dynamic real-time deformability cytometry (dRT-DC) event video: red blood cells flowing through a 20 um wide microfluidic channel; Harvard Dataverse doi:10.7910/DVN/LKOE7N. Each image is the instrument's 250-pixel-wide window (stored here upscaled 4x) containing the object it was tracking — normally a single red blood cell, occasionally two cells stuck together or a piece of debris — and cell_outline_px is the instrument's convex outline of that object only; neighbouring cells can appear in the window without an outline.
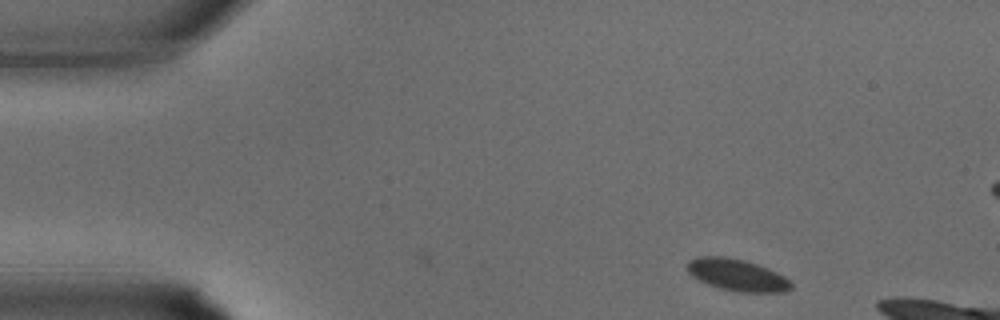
{"species": "common noctule bat (a hibernating species)", "species_latin": "Nyctalus noctula", "temperature_condition": "warm", "stored_images_in_passage": 2, "camera_frame_rate_fps": 3000, "um_per_image_px": 0.085, "animal": {"sex": "male", "body_mass_g": 15.6}, "frame": {"image": 1, "passage_image": 2, "time_ms": 0.333, "image_size_px": [1000, 320], "cell_outline_px": [[792, 288], [784, 292], [740, 292], [720, 288], [708, 284], [692, 276], [688, 272], [688, 260], [700, 256], [724, 256], [744, 260], [768, 268], [784, 276], [792, 284]], "centroid_in_image_um": [62.65, 23.37], "position_along_channel_um": 22.3, "area_um2": 19.13}}